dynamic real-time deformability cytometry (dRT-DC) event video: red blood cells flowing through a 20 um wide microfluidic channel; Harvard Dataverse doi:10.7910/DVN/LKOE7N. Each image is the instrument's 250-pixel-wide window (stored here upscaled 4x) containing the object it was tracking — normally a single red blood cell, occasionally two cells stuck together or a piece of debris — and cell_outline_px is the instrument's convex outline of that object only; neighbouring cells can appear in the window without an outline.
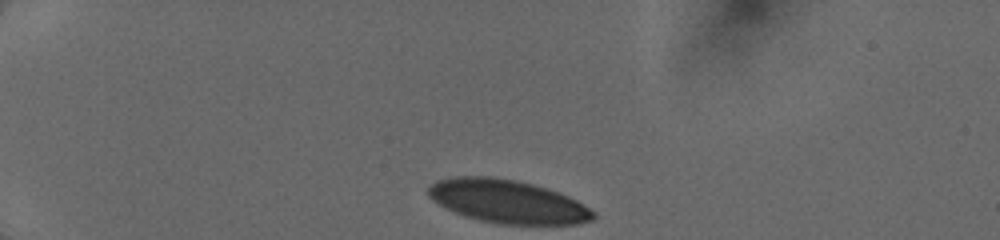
{"species": "human", "species_latin": "Homo sapiens", "temperature_condition": "cold", "stored_images_in_passage": 16, "camera_frame_rate_fps": 3000, "um_per_image_px": 0.085, "donor": {"sex": "female"}, "frame": {"image": 1, "passage_image": 1, "time_ms": 0.0, "image_size_px": [1000, 240], "cell_outline_px": [[596, 220], [580, 224], [496, 224], [464, 216], [432, 200], [428, 196], [428, 188], [436, 180], [452, 176], [488, 176], [516, 180], [532, 184], [568, 196], [576, 200], [596, 212]], "centroid_in_image_um": [43.16, 17.13], "position_along_channel_um": 41.8, "area_um2": 41.62}}
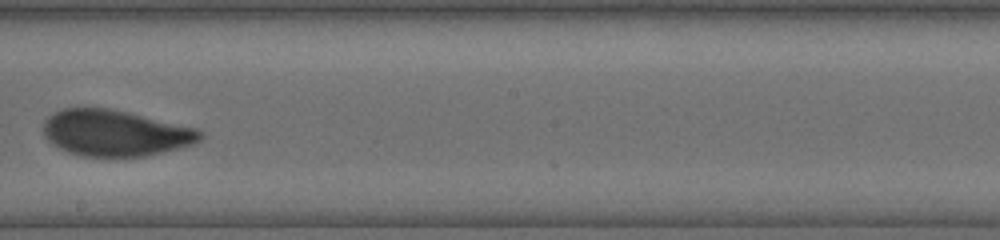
{"frame": {"image": 2, "passage_image": 10, "time_ms": 6.333, "image_size_px": [1000, 240], "cell_outline_px": [[204, 136], [200, 140], [192, 144], [180, 148], [144, 156], [80, 156], [68, 152], [52, 144], [44, 136], [44, 120], [48, 116], [64, 108], [108, 108], [128, 112], [196, 128], [204, 132]], "centroid_in_image_um": [9.8, 11.31], "position_along_channel_um": 238.4, "area_um2": 42.02}}
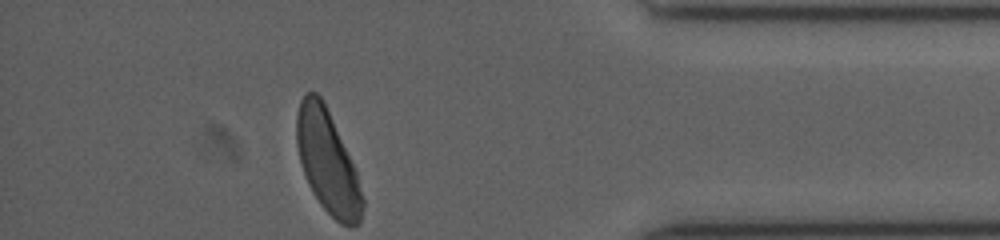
{"frame": {"image": 3, "passage_image": 16, "time_ms": 11.0, "image_size_px": [1000, 240], "cell_outline_px": [[364, 204], [360, 220], [356, 224], [340, 224], [320, 204], [312, 192], [308, 184], [300, 160], [296, 144], [296, 116], [300, 100], [308, 92], [316, 92], [324, 100], [356, 168], [364, 200]], "centroid_in_image_um": [27.84, 13.71], "position_along_channel_um": 407.4, "area_um2": 39.42}}